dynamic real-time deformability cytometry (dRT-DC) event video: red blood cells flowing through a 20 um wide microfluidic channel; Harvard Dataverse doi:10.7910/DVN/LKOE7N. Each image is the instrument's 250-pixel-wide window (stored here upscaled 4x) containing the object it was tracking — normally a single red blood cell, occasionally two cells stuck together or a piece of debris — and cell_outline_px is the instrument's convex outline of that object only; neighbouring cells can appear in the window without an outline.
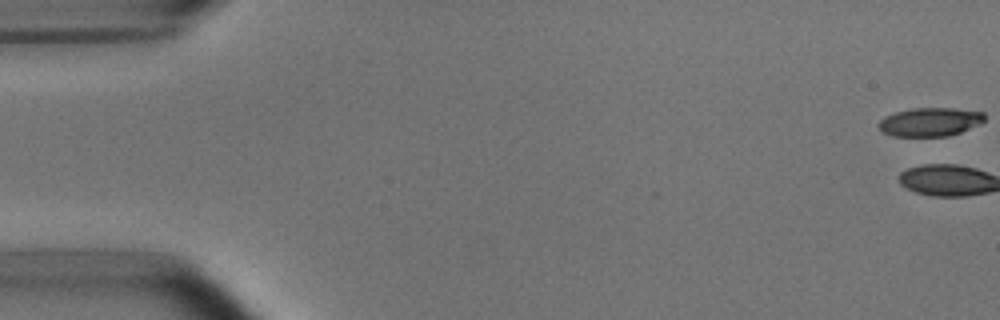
{"species": "common noctule bat (a hibernating species)", "species_latin": "Nyctalus noctula", "temperature_condition": "room temperature", "stored_images_in_passage": 14, "camera_frame_rate_fps": 3000, "um_per_image_px": 0.085, "animal": {"sex": "male", "body_mass_g": 15.6}, "frame": {"image": 1, "passage_image": 1, "time_ms": 0.0, "image_size_px": [1000, 320], "cell_outline_px": [[984, 120], [980, 124], [960, 132], [948, 136], [892, 136], [884, 132], [876, 124], [884, 116], [896, 112], [912, 108], [952, 108], [984, 112]], "centroid_in_image_um": [79.04, 10.36], "position_along_channel_um": 6.0, "area_um2": 17.63}}